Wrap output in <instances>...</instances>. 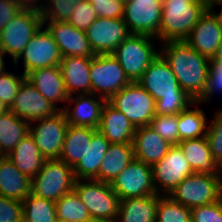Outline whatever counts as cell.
<instances>
[{"label": "cell", "mask_w": 222, "mask_h": 222, "mask_svg": "<svg viewBox=\"0 0 222 222\" xmlns=\"http://www.w3.org/2000/svg\"><path fill=\"white\" fill-rule=\"evenodd\" d=\"M160 55L170 66L180 87L191 99L199 102L206 92L211 60L184 40L160 43Z\"/></svg>", "instance_id": "cell-1"}, {"label": "cell", "mask_w": 222, "mask_h": 222, "mask_svg": "<svg viewBox=\"0 0 222 222\" xmlns=\"http://www.w3.org/2000/svg\"><path fill=\"white\" fill-rule=\"evenodd\" d=\"M137 83L156 101V115L179 114L195 102L180 87L175 74L161 55L148 66Z\"/></svg>", "instance_id": "cell-2"}, {"label": "cell", "mask_w": 222, "mask_h": 222, "mask_svg": "<svg viewBox=\"0 0 222 222\" xmlns=\"http://www.w3.org/2000/svg\"><path fill=\"white\" fill-rule=\"evenodd\" d=\"M206 8L199 0H163L162 18L157 40H185Z\"/></svg>", "instance_id": "cell-3"}, {"label": "cell", "mask_w": 222, "mask_h": 222, "mask_svg": "<svg viewBox=\"0 0 222 222\" xmlns=\"http://www.w3.org/2000/svg\"><path fill=\"white\" fill-rule=\"evenodd\" d=\"M112 55L130 82H138L148 66L160 55V42L151 36L130 34Z\"/></svg>", "instance_id": "cell-4"}, {"label": "cell", "mask_w": 222, "mask_h": 222, "mask_svg": "<svg viewBox=\"0 0 222 222\" xmlns=\"http://www.w3.org/2000/svg\"><path fill=\"white\" fill-rule=\"evenodd\" d=\"M73 190L88 209L90 217L115 222L120 199L111 184L97 180H75Z\"/></svg>", "instance_id": "cell-5"}, {"label": "cell", "mask_w": 222, "mask_h": 222, "mask_svg": "<svg viewBox=\"0 0 222 222\" xmlns=\"http://www.w3.org/2000/svg\"><path fill=\"white\" fill-rule=\"evenodd\" d=\"M73 168L59 159L46 160L31 179V193L56 202L74 188Z\"/></svg>", "instance_id": "cell-6"}, {"label": "cell", "mask_w": 222, "mask_h": 222, "mask_svg": "<svg viewBox=\"0 0 222 222\" xmlns=\"http://www.w3.org/2000/svg\"><path fill=\"white\" fill-rule=\"evenodd\" d=\"M42 26L43 20L39 11L22 9L1 30L0 50L13 63Z\"/></svg>", "instance_id": "cell-7"}, {"label": "cell", "mask_w": 222, "mask_h": 222, "mask_svg": "<svg viewBox=\"0 0 222 222\" xmlns=\"http://www.w3.org/2000/svg\"><path fill=\"white\" fill-rule=\"evenodd\" d=\"M169 196L189 209L215 203L222 198V176L194 172L187 176Z\"/></svg>", "instance_id": "cell-8"}, {"label": "cell", "mask_w": 222, "mask_h": 222, "mask_svg": "<svg viewBox=\"0 0 222 222\" xmlns=\"http://www.w3.org/2000/svg\"><path fill=\"white\" fill-rule=\"evenodd\" d=\"M108 102L122 112L135 128L149 126L156 115V101L137 82L122 88Z\"/></svg>", "instance_id": "cell-9"}, {"label": "cell", "mask_w": 222, "mask_h": 222, "mask_svg": "<svg viewBox=\"0 0 222 222\" xmlns=\"http://www.w3.org/2000/svg\"><path fill=\"white\" fill-rule=\"evenodd\" d=\"M91 93L109 101L131 82L112 54H97L90 63Z\"/></svg>", "instance_id": "cell-10"}, {"label": "cell", "mask_w": 222, "mask_h": 222, "mask_svg": "<svg viewBox=\"0 0 222 222\" xmlns=\"http://www.w3.org/2000/svg\"><path fill=\"white\" fill-rule=\"evenodd\" d=\"M62 54L49 31L42 26L31 38L12 66L21 67L23 74L51 66H60ZM21 63V64H20Z\"/></svg>", "instance_id": "cell-11"}, {"label": "cell", "mask_w": 222, "mask_h": 222, "mask_svg": "<svg viewBox=\"0 0 222 222\" xmlns=\"http://www.w3.org/2000/svg\"><path fill=\"white\" fill-rule=\"evenodd\" d=\"M68 126L63 111L53 117L30 122L29 133L46 160L60 158Z\"/></svg>", "instance_id": "cell-12"}, {"label": "cell", "mask_w": 222, "mask_h": 222, "mask_svg": "<svg viewBox=\"0 0 222 222\" xmlns=\"http://www.w3.org/2000/svg\"><path fill=\"white\" fill-rule=\"evenodd\" d=\"M151 168L158 195H169L187 176L194 173L177 145H173L162 160Z\"/></svg>", "instance_id": "cell-13"}, {"label": "cell", "mask_w": 222, "mask_h": 222, "mask_svg": "<svg viewBox=\"0 0 222 222\" xmlns=\"http://www.w3.org/2000/svg\"><path fill=\"white\" fill-rule=\"evenodd\" d=\"M110 184L120 200L157 194L151 166L136 158Z\"/></svg>", "instance_id": "cell-14"}, {"label": "cell", "mask_w": 222, "mask_h": 222, "mask_svg": "<svg viewBox=\"0 0 222 222\" xmlns=\"http://www.w3.org/2000/svg\"><path fill=\"white\" fill-rule=\"evenodd\" d=\"M163 0H130L124 5L123 19L131 34L157 38Z\"/></svg>", "instance_id": "cell-15"}, {"label": "cell", "mask_w": 222, "mask_h": 222, "mask_svg": "<svg viewBox=\"0 0 222 222\" xmlns=\"http://www.w3.org/2000/svg\"><path fill=\"white\" fill-rule=\"evenodd\" d=\"M94 54H112L131 33L123 18L97 19L86 30Z\"/></svg>", "instance_id": "cell-16"}, {"label": "cell", "mask_w": 222, "mask_h": 222, "mask_svg": "<svg viewBox=\"0 0 222 222\" xmlns=\"http://www.w3.org/2000/svg\"><path fill=\"white\" fill-rule=\"evenodd\" d=\"M9 111L30 123L42 118L53 117L61 110L44 98L26 78L9 107Z\"/></svg>", "instance_id": "cell-17"}, {"label": "cell", "mask_w": 222, "mask_h": 222, "mask_svg": "<svg viewBox=\"0 0 222 222\" xmlns=\"http://www.w3.org/2000/svg\"><path fill=\"white\" fill-rule=\"evenodd\" d=\"M202 56L213 59L222 41V26L213 10H206L184 40Z\"/></svg>", "instance_id": "cell-18"}, {"label": "cell", "mask_w": 222, "mask_h": 222, "mask_svg": "<svg viewBox=\"0 0 222 222\" xmlns=\"http://www.w3.org/2000/svg\"><path fill=\"white\" fill-rule=\"evenodd\" d=\"M105 103L104 98L93 93L78 94L68 98L62 111L69 125L97 129Z\"/></svg>", "instance_id": "cell-19"}, {"label": "cell", "mask_w": 222, "mask_h": 222, "mask_svg": "<svg viewBox=\"0 0 222 222\" xmlns=\"http://www.w3.org/2000/svg\"><path fill=\"white\" fill-rule=\"evenodd\" d=\"M58 45L62 57H94L86 31L73 27L68 22L43 23Z\"/></svg>", "instance_id": "cell-20"}, {"label": "cell", "mask_w": 222, "mask_h": 222, "mask_svg": "<svg viewBox=\"0 0 222 222\" xmlns=\"http://www.w3.org/2000/svg\"><path fill=\"white\" fill-rule=\"evenodd\" d=\"M26 78L40 94L61 111L69 98L60 66L39 68L29 72Z\"/></svg>", "instance_id": "cell-21"}, {"label": "cell", "mask_w": 222, "mask_h": 222, "mask_svg": "<svg viewBox=\"0 0 222 222\" xmlns=\"http://www.w3.org/2000/svg\"><path fill=\"white\" fill-rule=\"evenodd\" d=\"M97 130L112 144H132L136 128L122 112L106 101Z\"/></svg>", "instance_id": "cell-22"}, {"label": "cell", "mask_w": 222, "mask_h": 222, "mask_svg": "<svg viewBox=\"0 0 222 222\" xmlns=\"http://www.w3.org/2000/svg\"><path fill=\"white\" fill-rule=\"evenodd\" d=\"M132 144L135 158L150 166L161 161L173 146L150 126L136 128Z\"/></svg>", "instance_id": "cell-23"}, {"label": "cell", "mask_w": 222, "mask_h": 222, "mask_svg": "<svg viewBox=\"0 0 222 222\" xmlns=\"http://www.w3.org/2000/svg\"><path fill=\"white\" fill-rule=\"evenodd\" d=\"M92 57H63L60 68L69 97L91 93L90 63Z\"/></svg>", "instance_id": "cell-24"}, {"label": "cell", "mask_w": 222, "mask_h": 222, "mask_svg": "<svg viewBox=\"0 0 222 222\" xmlns=\"http://www.w3.org/2000/svg\"><path fill=\"white\" fill-rule=\"evenodd\" d=\"M177 146L194 172L222 176L221 166L212 156L206 136L180 141Z\"/></svg>", "instance_id": "cell-25"}, {"label": "cell", "mask_w": 222, "mask_h": 222, "mask_svg": "<svg viewBox=\"0 0 222 222\" xmlns=\"http://www.w3.org/2000/svg\"><path fill=\"white\" fill-rule=\"evenodd\" d=\"M31 178L17 169L7 157L0 158V195L23 201L31 194Z\"/></svg>", "instance_id": "cell-26"}, {"label": "cell", "mask_w": 222, "mask_h": 222, "mask_svg": "<svg viewBox=\"0 0 222 222\" xmlns=\"http://www.w3.org/2000/svg\"><path fill=\"white\" fill-rule=\"evenodd\" d=\"M111 143L96 130L92 134L90 145L79 163L73 168L76 180H92L98 176L99 167Z\"/></svg>", "instance_id": "cell-27"}, {"label": "cell", "mask_w": 222, "mask_h": 222, "mask_svg": "<svg viewBox=\"0 0 222 222\" xmlns=\"http://www.w3.org/2000/svg\"><path fill=\"white\" fill-rule=\"evenodd\" d=\"M159 195L120 200L115 222H156Z\"/></svg>", "instance_id": "cell-28"}, {"label": "cell", "mask_w": 222, "mask_h": 222, "mask_svg": "<svg viewBox=\"0 0 222 222\" xmlns=\"http://www.w3.org/2000/svg\"><path fill=\"white\" fill-rule=\"evenodd\" d=\"M7 157L18 170L31 179L41 170L46 161L30 133L16 145Z\"/></svg>", "instance_id": "cell-29"}, {"label": "cell", "mask_w": 222, "mask_h": 222, "mask_svg": "<svg viewBox=\"0 0 222 222\" xmlns=\"http://www.w3.org/2000/svg\"><path fill=\"white\" fill-rule=\"evenodd\" d=\"M134 159L133 144L111 143L94 180L111 183Z\"/></svg>", "instance_id": "cell-30"}, {"label": "cell", "mask_w": 222, "mask_h": 222, "mask_svg": "<svg viewBox=\"0 0 222 222\" xmlns=\"http://www.w3.org/2000/svg\"><path fill=\"white\" fill-rule=\"evenodd\" d=\"M204 106L207 105L193 102L178 114L179 142L206 136L209 119Z\"/></svg>", "instance_id": "cell-31"}, {"label": "cell", "mask_w": 222, "mask_h": 222, "mask_svg": "<svg viewBox=\"0 0 222 222\" xmlns=\"http://www.w3.org/2000/svg\"><path fill=\"white\" fill-rule=\"evenodd\" d=\"M96 130L90 127L69 125L59 160L74 168L84 155L87 146L90 145L92 134Z\"/></svg>", "instance_id": "cell-32"}, {"label": "cell", "mask_w": 222, "mask_h": 222, "mask_svg": "<svg viewBox=\"0 0 222 222\" xmlns=\"http://www.w3.org/2000/svg\"><path fill=\"white\" fill-rule=\"evenodd\" d=\"M30 123L8 111L0 115V152L7 156L29 134Z\"/></svg>", "instance_id": "cell-33"}, {"label": "cell", "mask_w": 222, "mask_h": 222, "mask_svg": "<svg viewBox=\"0 0 222 222\" xmlns=\"http://www.w3.org/2000/svg\"><path fill=\"white\" fill-rule=\"evenodd\" d=\"M25 222H58L55 202L29 194L22 201Z\"/></svg>", "instance_id": "cell-34"}, {"label": "cell", "mask_w": 222, "mask_h": 222, "mask_svg": "<svg viewBox=\"0 0 222 222\" xmlns=\"http://www.w3.org/2000/svg\"><path fill=\"white\" fill-rule=\"evenodd\" d=\"M58 222H82L90 219L88 209L74 190L55 202Z\"/></svg>", "instance_id": "cell-35"}, {"label": "cell", "mask_w": 222, "mask_h": 222, "mask_svg": "<svg viewBox=\"0 0 222 222\" xmlns=\"http://www.w3.org/2000/svg\"><path fill=\"white\" fill-rule=\"evenodd\" d=\"M191 209L174 201L169 195H159L156 222H190Z\"/></svg>", "instance_id": "cell-36"}, {"label": "cell", "mask_w": 222, "mask_h": 222, "mask_svg": "<svg viewBox=\"0 0 222 222\" xmlns=\"http://www.w3.org/2000/svg\"><path fill=\"white\" fill-rule=\"evenodd\" d=\"M78 0H45L40 11L43 23L67 22Z\"/></svg>", "instance_id": "cell-37"}, {"label": "cell", "mask_w": 222, "mask_h": 222, "mask_svg": "<svg viewBox=\"0 0 222 222\" xmlns=\"http://www.w3.org/2000/svg\"><path fill=\"white\" fill-rule=\"evenodd\" d=\"M209 124L206 138L214 159L222 165V108L214 106Z\"/></svg>", "instance_id": "cell-38"}, {"label": "cell", "mask_w": 222, "mask_h": 222, "mask_svg": "<svg viewBox=\"0 0 222 222\" xmlns=\"http://www.w3.org/2000/svg\"><path fill=\"white\" fill-rule=\"evenodd\" d=\"M12 70H6L0 74V99L10 107L18 93L22 82L26 79V75L19 72V69L12 66ZM18 71V72H17Z\"/></svg>", "instance_id": "cell-39"}, {"label": "cell", "mask_w": 222, "mask_h": 222, "mask_svg": "<svg viewBox=\"0 0 222 222\" xmlns=\"http://www.w3.org/2000/svg\"><path fill=\"white\" fill-rule=\"evenodd\" d=\"M149 126L171 145L179 143L178 114L155 115Z\"/></svg>", "instance_id": "cell-40"}, {"label": "cell", "mask_w": 222, "mask_h": 222, "mask_svg": "<svg viewBox=\"0 0 222 222\" xmlns=\"http://www.w3.org/2000/svg\"><path fill=\"white\" fill-rule=\"evenodd\" d=\"M74 6V12L67 22L77 29L86 31L97 19L96 10L92 3L86 0H78Z\"/></svg>", "instance_id": "cell-41"}, {"label": "cell", "mask_w": 222, "mask_h": 222, "mask_svg": "<svg viewBox=\"0 0 222 222\" xmlns=\"http://www.w3.org/2000/svg\"><path fill=\"white\" fill-rule=\"evenodd\" d=\"M217 95L218 98L222 97V72L210 64L206 92L199 102L213 108L212 105L216 106Z\"/></svg>", "instance_id": "cell-42"}, {"label": "cell", "mask_w": 222, "mask_h": 222, "mask_svg": "<svg viewBox=\"0 0 222 222\" xmlns=\"http://www.w3.org/2000/svg\"><path fill=\"white\" fill-rule=\"evenodd\" d=\"M192 222H222V198L215 203L191 209Z\"/></svg>", "instance_id": "cell-43"}, {"label": "cell", "mask_w": 222, "mask_h": 222, "mask_svg": "<svg viewBox=\"0 0 222 222\" xmlns=\"http://www.w3.org/2000/svg\"><path fill=\"white\" fill-rule=\"evenodd\" d=\"M22 201L0 195V222H14L22 219Z\"/></svg>", "instance_id": "cell-44"}, {"label": "cell", "mask_w": 222, "mask_h": 222, "mask_svg": "<svg viewBox=\"0 0 222 222\" xmlns=\"http://www.w3.org/2000/svg\"><path fill=\"white\" fill-rule=\"evenodd\" d=\"M97 17L123 18L124 3L119 0L102 1L92 4Z\"/></svg>", "instance_id": "cell-45"}, {"label": "cell", "mask_w": 222, "mask_h": 222, "mask_svg": "<svg viewBox=\"0 0 222 222\" xmlns=\"http://www.w3.org/2000/svg\"><path fill=\"white\" fill-rule=\"evenodd\" d=\"M21 10L15 0H0V32Z\"/></svg>", "instance_id": "cell-46"}, {"label": "cell", "mask_w": 222, "mask_h": 222, "mask_svg": "<svg viewBox=\"0 0 222 222\" xmlns=\"http://www.w3.org/2000/svg\"><path fill=\"white\" fill-rule=\"evenodd\" d=\"M22 9L41 11L45 0H15Z\"/></svg>", "instance_id": "cell-47"}, {"label": "cell", "mask_w": 222, "mask_h": 222, "mask_svg": "<svg viewBox=\"0 0 222 222\" xmlns=\"http://www.w3.org/2000/svg\"><path fill=\"white\" fill-rule=\"evenodd\" d=\"M211 64L219 71L222 72V41L219 45V48L216 51L213 59L211 60Z\"/></svg>", "instance_id": "cell-48"}, {"label": "cell", "mask_w": 222, "mask_h": 222, "mask_svg": "<svg viewBox=\"0 0 222 222\" xmlns=\"http://www.w3.org/2000/svg\"><path fill=\"white\" fill-rule=\"evenodd\" d=\"M207 10H213L216 6L222 5V0H199Z\"/></svg>", "instance_id": "cell-49"}, {"label": "cell", "mask_w": 222, "mask_h": 222, "mask_svg": "<svg viewBox=\"0 0 222 222\" xmlns=\"http://www.w3.org/2000/svg\"><path fill=\"white\" fill-rule=\"evenodd\" d=\"M7 59V56L0 50V74L4 73L9 68L8 65L12 64V62L8 63Z\"/></svg>", "instance_id": "cell-50"}, {"label": "cell", "mask_w": 222, "mask_h": 222, "mask_svg": "<svg viewBox=\"0 0 222 222\" xmlns=\"http://www.w3.org/2000/svg\"><path fill=\"white\" fill-rule=\"evenodd\" d=\"M213 11L219 17L222 26V5L216 6Z\"/></svg>", "instance_id": "cell-51"}, {"label": "cell", "mask_w": 222, "mask_h": 222, "mask_svg": "<svg viewBox=\"0 0 222 222\" xmlns=\"http://www.w3.org/2000/svg\"><path fill=\"white\" fill-rule=\"evenodd\" d=\"M9 111V107L0 99V115Z\"/></svg>", "instance_id": "cell-52"}, {"label": "cell", "mask_w": 222, "mask_h": 222, "mask_svg": "<svg viewBox=\"0 0 222 222\" xmlns=\"http://www.w3.org/2000/svg\"><path fill=\"white\" fill-rule=\"evenodd\" d=\"M82 222H103V221H100V220H98V219L90 218V219H87V220L82 221Z\"/></svg>", "instance_id": "cell-53"}, {"label": "cell", "mask_w": 222, "mask_h": 222, "mask_svg": "<svg viewBox=\"0 0 222 222\" xmlns=\"http://www.w3.org/2000/svg\"><path fill=\"white\" fill-rule=\"evenodd\" d=\"M92 4L97 3V2H102V1H110V0H86Z\"/></svg>", "instance_id": "cell-54"}, {"label": "cell", "mask_w": 222, "mask_h": 222, "mask_svg": "<svg viewBox=\"0 0 222 222\" xmlns=\"http://www.w3.org/2000/svg\"><path fill=\"white\" fill-rule=\"evenodd\" d=\"M119 1H121L125 4V3L129 2L130 0H119Z\"/></svg>", "instance_id": "cell-55"}, {"label": "cell", "mask_w": 222, "mask_h": 222, "mask_svg": "<svg viewBox=\"0 0 222 222\" xmlns=\"http://www.w3.org/2000/svg\"><path fill=\"white\" fill-rule=\"evenodd\" d=\"M14 222H25V221H24L23 218H22V219H20V220H18V221H14Z\"/></svg>", "instance_id": "cell-56"}]
</instances>
